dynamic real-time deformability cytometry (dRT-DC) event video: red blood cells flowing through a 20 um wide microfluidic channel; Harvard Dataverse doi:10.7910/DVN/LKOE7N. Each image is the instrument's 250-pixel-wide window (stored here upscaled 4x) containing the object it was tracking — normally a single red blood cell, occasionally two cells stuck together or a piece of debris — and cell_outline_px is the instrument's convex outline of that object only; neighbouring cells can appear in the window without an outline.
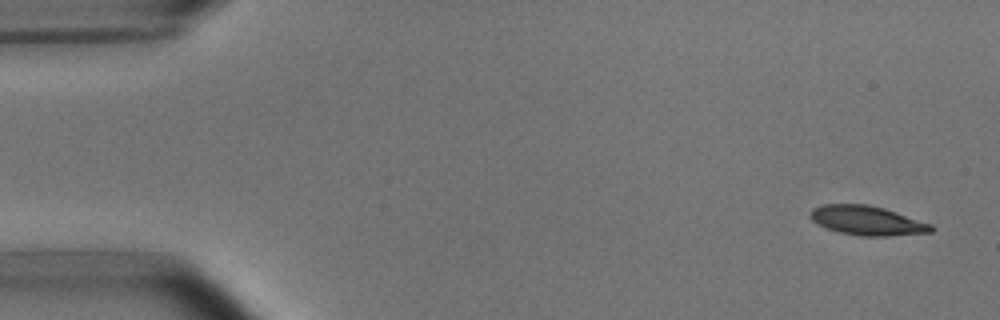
{"species": "common noctule bat (a hibernating species)", "species_latin": "Nyctalus noctula", "temperature_condition": "room temperature", "stored_images_in_passage": 4, "camera_frame_rate_fps": 3000, "um_per_image_px": 0.085, "animal": {"sex": "male", "body_mass_g": 15.6}, "frame": {"image": 1, "passage_image": 1, "time_ms": 0.0, "image_size_px": [1000, 320], "cell_outline_px": [[936, 228], [932, 232], [888, 236], [860, 236], [840, 232], [816, 224], [812, 220], [808, 212], [812, 208], [824, 204], [868, 204], [884, 208], [932, 224]], "centroid_in_image_um": [73.7, 18.74], "position_along_channel_um": 11.3, "area_um2": 20.75}}
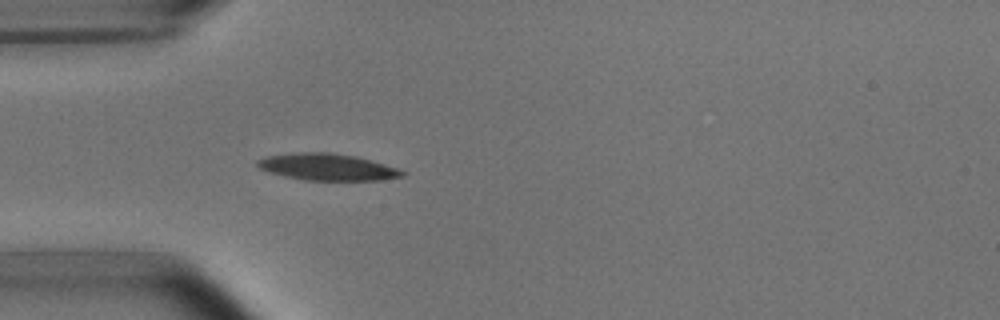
{"frame": {"image": 2, "passage_image": 4, "time_ms": 4.333, "image_size_px": [1000, 320], "cell_outline_px": [[408, 172], [404, 176], [380, 180], [304, 180], [284, 176], [268, 172], [260, 168], [256, 164], [256, 160], [268, 156], [296, 152], [328, 152], [356, 156], [384, 164]], "centroid_in_image_um": [27.82, 14.19], "position_along_channel_um": 57.2, "area_um2": 22.54}}